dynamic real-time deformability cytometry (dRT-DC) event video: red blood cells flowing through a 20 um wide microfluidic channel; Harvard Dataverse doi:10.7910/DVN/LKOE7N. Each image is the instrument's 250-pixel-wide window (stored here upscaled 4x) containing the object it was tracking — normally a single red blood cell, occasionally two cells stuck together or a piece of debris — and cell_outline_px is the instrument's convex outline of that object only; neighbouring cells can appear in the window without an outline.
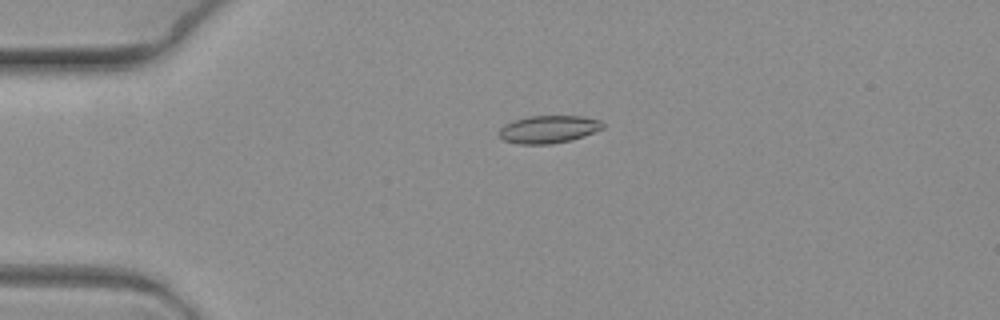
{"species": "common noctule bat (a hibernating species)", "species_latin": "Nyctalus noctula", "temperature_condition": "warm", "stored_images_in_passage": 7, "camera_frame_rate_fps": 3000, "um_per_image_px": 0.085, "animal": {"sex": "female", "body_mass_g": 19.3, "forearm_length_mm": 54.1}, "frame": {"image": 1, "passage_image": 5, "time_ms": 1.333, "image_size_px": [1000, 320], "cell_outline_px": [[604, 128], [584, 136], [572, 140], [552, 144], [516, 144], [504, 140], [496, 132], [504, 124], [528, 116], [584, 116], [600, 120], [604, 124]], "centroid_in_image_um": [46.62, 10.99], "position_along_channel_um": 38.4, "area_um2": 16.88}}
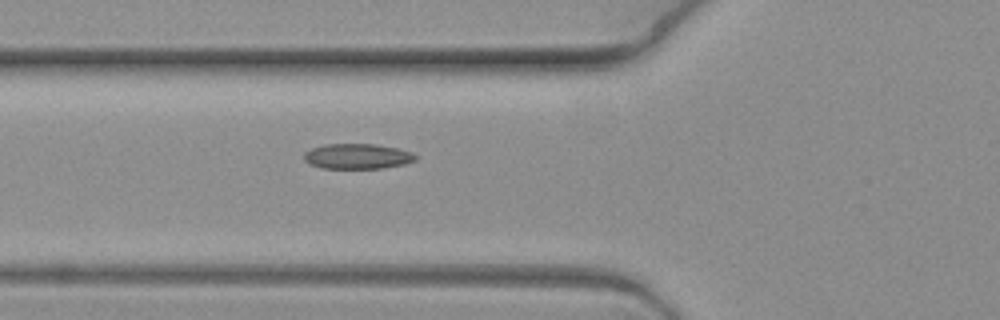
{"frame": {"image": 2, "passage_image": 7, "time_ms": 2.0, "image_size_px": [1000, 320], "cell_outline_px": [[416, 160], [404, 164], [384, 168], [320, 168], [304, 160], [304, 152], [312, 148], [324, 144], [376, 144], [400, 148], [412, 152], [416, 156]], "centroid_in_image_um": [30.4, 13.28], "position_along_channel_um": 95.4, "area_um2": 16.47}}